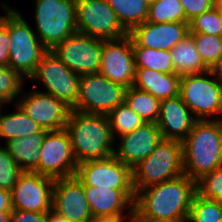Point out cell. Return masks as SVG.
<instances>
[{
  "mask_svg": "<svg viewBox=\"0 0 222 222\" xmlns=\"http://www.w3.org/2000/svg\"><path fill=\"white\" fill-rule=\"evenodd\" d=\"M46 132V130L42 129L38 133L13 138L5 143L13 160L23 172H33L37 168L39 151Z\"/></svg>",
  "mask_w": 222,
  "mask_h": 222,
  "instance_id": "23",
  "label": "cell"
},
{
  "mask_svg": "<svg viewBox=\"0 0 222 222\" xmlns=\"http://www.w3.org/2000/svg\"><path fill=\"white\" fill-rule=\"evenodd\" d=\"M135 68H146L167 74H175L174 64L169 50H155L139 47L132 40Z\"/></svg>",
  "mask_w": 222,
  "mask_h": 222,
  "instance_id": "27",
  "label": "cell"
},
{
  "mask_svg": "<svg viewBox=\"0 0 222 222\" xmlns=\"http://www.w3.org/2000/svg\"><path fill=\"white\" fill-rule=\"evenodd\" d=\"M65 129L77 163L113 156L116 138L113 139L107 115L71 110Z\"/></svg>",
  "mask_w": 222,
  "mask_h": 222,
  "instance_id": "3",
  "label": "cell"
},
{
  "mask_svg": "<svg viewBox=\"0 0 222 222\" xmlns=\"http://www.w3.org/2000/svg\"><path fill=\"white\" fill-rule=\"evenodd\" d=\"M180 96L197 120L222 118V82L210 70L181 76Z\"/></svg>",
  "mask_w": 222,
  "mask_h": 222,
  "instance_id": "7",
  "label": "cell"
},
{
  "mask_svg": "<svg viewBox=\"0 0 222 222\" xmlns=\"http://www.w3.org/2000/svg\"><path fill=\"white\" fill-rule=\"evenodd\" d=\"M84 192L93 218L123 215L126 207L129 212L133 210L134 189L84 186Z\"/></svg>",
  "mask_w": 222,
  "mask_h": 222,
  "instance_id": "21",
  "label": "cell"
},
{
  "mask_svg": "<svg viewBox=\"0 0 222 222\" xmlns=\"http://www.w3.org/2000/svg\"><path fill=\"white\" fill-rule=\"evenodd\" d=\"M51 212L68 222H90L93 219L84 186L76 176L55 180Z\"/></svg>",
  "mask_w": 222,
  "mask_h": 222,
  "instance_id": "16",
  "label": "cell"
},
{
  "mask_svg": "<svg viewBox=\"0 0 222 222\" xmlns=\"http://www.w3.org/2000/svg\"><path fill=\"white\" fill-rule=\"evenodd\" d=\"M11 211L0 210V222H10Z\"/></svg>",
  "mask_w": 222,
  "mask_h": 222,
  "instance_id": "45",
  "label": "cell"
},
{
  "mask_svg": "<svg viewBox=\"0 0 222 222\" xmlns=\"http://www.w3.org/2000/svg\"><path fill=\"white\" fill-rule=\"evenodd\" d=\"M196 120L181 96L178 95L161 101L156 124L163 139L182 142L188 136Z\"/></svg>",
  "mask_w": 222,
  "mask_h": 222,
  "instance_id": "20",
  "label": "cell"
},
{
  "mask_svg": "<svg viewBox=\"0 0 222 222\" xmlns=\"http://www.w3.org/2000/svg\"><path fill=\"white\" fill-rule=\"evenodd\" d=\"M107 118L113 139L116 137L115 132L119 136H123L133 132L136 128L145 123V121L124 102L109 112Z\"/></svg>",
  "mask_w": 222,
  "mask_h": 222,
  "instance_id": "30",
  "label": "cell"
},
{
  "mask_svg": "<svg viewBox=\"0 0 222 222\" xmlns=\"http://www.w3.org/2000/svg\"><path fill=\"white\" fill-rule=\"evenodd\" d=\"M115 11L121 25L130 32L135 26L144 23L148 17L147 0H107Z\"/></svg>",
  "mask_w": 222,
  "mask_h": 222,
  "instance_id": "26",
  "label": "cell"
},
{
  "mask_svg": "<svg viewBox=\"0 0 222 222\" xmlns=\"http://www.w3.org/2000/svg\"><path fill=\"white\" fill-rule=\"evenodd\" d=\"M180 2L183 6L187 23L194 17L213 8V0H180Z\"/></svg>",
  "mask_w": 222,
  "mask_h": 222,
  "instance_id": "38",
  "label": "cell"
},
{
  "mask_svg": "<svg viewBox=\"0 0 222 222\" xmlns=\"http://www.w3.org/2000/svg\"><path fill=\"white\" fill-rule=\"evenodd\" d=\"M54 182L38 173L23 172L11 191L13 209L51 212Z\"/></svg>",
  "mask_w": 222,
  "mask_h": 222,
  "instance_id": "15",
  "label": "cell"
},
{
  "mask_svg": "<svg viewBox=\"0 0 222 222\" xmlns=\"http://www.w3.org/2000/svg\"><path fill=\"white\" fill-rule=\"evenodd\" d=\"M2 8L6 10V15L0 20V66H8L9 62V7L2 3Z\"/></svg>",
  "mask_w": 222,
  "mask_h": 222,
  "instance_id": "37",
  "label": "cell"
},
{
  "mask_svg": "<svg viewBox=\"0 0 222 222\" xmlns=\"http://www.w3.org/2000/svg\"><path fill=\"white\" fill-rule=\"evenodd\" d=\"M213 7L216 10H222V0H213Z\"/></svg>",
  "mask_w": 222,
  "mask_h": 222,
  "instance_id": "46",
  "label": "cell"
},
{
  "mask_svg": "<svg viewBox=\"0 0 222 222\" xmlns=\"http://www.w3.org/2000/svg\"><path fill=\"white\" fill-rule=\"evenodd\" d=\"M22 173L23 171L13 160L8 147L0 146V189L12 191Z\"/></svg>",
  "mask_w": 222,
  "mask_h": 222,
  "instance_id": "35",
  "label": "cell"
},
{
  "mask_svg": "<svg viewBox=\"0 0 222 222\" xmlns=\"http://www.w3.org/2000/svg\"><path fill=\"white\" fill-rule=\"evenodd\" d=\"M41 130L42 128L24 113L17 104L13 113L5 115L0 113V137L5 138L6 143L13 138L26 137Z\"/></svg>",
  "mask_w": 222,
  "mask_h": 222,
  "instance_id": "25",
  "label": "cell"
},
{
  "mask_svg": "<svg viewBox=\"0 0 222 222\" xmlns=\"http://www.w3.org/2000/svg\"><path fill=\"white\" fill-rule=\"evenodd\" d=\"M135 193L184 174L182 144L162 139L154 151L132 169Z\"/></svg>",
  "mask_w": 222,
  "mask_h": 222,
  "instance_id": "4",
  "label": "cell"
},
{
  "mask_svg": "<svg viewBox=\"0 0 222 222\" xmlns=\"http://www.w3.org/2000/svg\"><path fill=\"white\" fill-rule=\"evenodd\" d=\"M124 103L145 122H157L161 101L149 92L131 86L126 89Z\"/></svg>",
  "mask_w": 222,
  "mask_h": 222,
  "instance_id": "28",
  "label": "cell"
},
{
  "mask_svg": "<svg viewBox=\"0 0 222 222\" xmlns=\"http://www.w3.org/2000/svg\"><path fill=\"white\" fill-rule=\"evenodd\" d=\"M10 222H48V212H33L13 209Z\"/></svg>",
  "mask_w": 222,
  "mask_h": 222,
  "instance_id": "39",
  "label": "cell"
},
{
  "mask_svg": "<svg viewBox=\"0 0 222 222\" xmlns=\"http://www.w3.org/2000/svg\"><path fill=\"white\" fill-rule=\"evenodd\" d=\"M75 176L83 186L134 189L132 169L114 155L78 163Z\"/></svg>",
  "mask_w": 222,
  "mask_h": 222,
  "instance_id": "13",
  "label": "cell"
},
{
  "mask_svg": "<svg viewBox=\"0 0 222 222\" xmlns=\"http://www.w3.org/2000/svg\"><path fill=\"white\" fill-rule=\"evenodd\" d=\"M197 194L222 204V167L205 174L196 181Z\"/></svg>",
  "mask_w": 222,
  "mask_h": 222,
  "instance_id": "36",
  "label": "cell"
},
{
  "mask_svg": "<svg viewBox=\"0 0 222 222\" xmlns=\"http://www.w3.org/2000/svg\"><path fill=\"white\" fill-rule=\"evenodd\" d=\"M77 165L67 130L47 131L33 172L56 180L75 176Z\"/></svg>",
  "mask_w": 222,
  "mask_h": 222,
  "instance_id": "11",
  "label": "cell"
},
{
  "mask_svg": "<svg viewBox=\"0 0 222 222\" xmlns=\"http://www.w3.org/2000/svg\"><path fill=\"white\" fill-rule=\"evenodd\" d=\"M23 96L16 104L43 130L56 131L66 127L71 109L62 101L35 90Z\"/></svg>",
  "mask_w": 222,
  "mask_h": 222,
  "instance_id": "17",
  "label": "cell"
},
{
  "mask_svg": "<svg viewBox=\"0 0 222 222\" xmlns=\"http://www.w3.org/2000/svg\"><path fill=\"white\" fill-rule=\"evenodd\" d=\"M184 174L195 182L222 167V119L196 120L181 142Z\"/></svg>",
  "mask_w": 222,
  "mask_h": 222,
  "instance_id": "2",
  "label": "cell"
},
{
  "mask_svg": "<svg viewBox=\"0 0 222 222\" xmlns=\"http://www.w3.org/2000/svg\"><path fill=\"white\" fill-rule=\"evenodd\" d=\"M174 72L180 77L209 70L196 49L194 39L189 34L170 50Z\"/></svg>",
  "mask_w": 222,
  "mask_h": 222,
  "instance_id": "24",
  "label": "cell"
},
{
  "mask_svg": "<svg viewBox=\"0 0 222 222\" xmlns=\"http://www.w3.org/2000/svg\"><path fill=\"white\" fill-rule=\"evenodd\" d=\"M153 222H183V221H171V220H152Z\"/></svg>",
  "mask_w": 222,
  "mask_h": 222,
  "instance_id": "47",
  "label": "cell"
},
{
  "mask_svg": "<svg viewBox=\"0 0 222 222\" xmlns=\"http://www.w3.org/2000/svg\"><path fill=\"white\" fill-rule=\"evenodd\" d=\"M34 4L36 34L48 50L77 32L76 0H36Z\"/></svg>",
  "mask_w": 222,
  "mask_h": 222,
  "instance_id": "5",
  "label": "cell"
},
{
  "mask_svg": "<svg viewBox=\"0 0 222 222\" xmlns=\"http://www.w3.org/2000/svg\"><path fill=\"white\" fill-rule=\"evenodd\" d=\"M125 215L95 217L90 222H124Z\"/></svg>",
  "mask_w": 222,
  "mask_h": 222,
  "instance_id": "41",
  "label": "cell"
},
{
  "mask_svg": "<svg viewBox=\"0 0 222 222\" xmlns=\"http://www.w3.org/2000/svg\"><path fill=\"white\" fill-rule=\"evenodd\" d=\"M3 105H5V104L0 101V113H1V109H3V108H1Z\"/></svg>",
  "mask_w": 222,
  "mask_h": 222,
  "instance_id": "49",
  "label": "cell"
},
{
  "mask_svg": "<svg viewBox=\"0 0 222 222\" xmlns=\"http://www.w3.org/2000/svg\"><path fill=\"white\" fill-rule=\"evenodd\" d=\"M151 23H187L180 0H155L149 3L147 20Z\"/></svg>",
  "mask_w": 222,
  "mask_h": 222,
  "instance_id": "29",
  "label": "cell"
},
{
  "mask_svg": "<svg viewBox=\"0 0 222 222\" xmlns=\"http://www.w3.org/2000/svg\"><path fill=\"white\" fill-rule=\"evenodd\" d=\"M80 75L71 71L51 50L43 56L29 80L40 81L47 88L45 93L62 101L71 110L79 95Z\"/></svg>",
  "mask_w": 222,
  "mask_h": 222,
  "instance_id": "10",
  "label": "cell"
},
{
  "mask_svg": "<svg viewBox=\"0 0 222 222\" xmlns=\"http://www.w3.org/2000/svg\"><path fill=\"white\" fill-rule=\"evenodd\" d=\"M48 222H68L64 218L55 215L53 212H48Z\"/></svg>",
  "mask_w": 222,
  "mask_h": 222,
  "instance_id": "44",
  "label": "cell"
},
{
  "mask_svg": "<svg viewBox=\"0 0 222 222\" xmlns=\"http://www.w3.org/2000/svg\"><path fill=\"white\" fill-rule=\"evenodd\" d=\"M196 193V182L182 174L137 191L133 209L149 220L187 222Z\"/></svg>",
  "mask_w": 222,
  "mask_h": 222,
  "instance_id": "1",
  "label": "cell"
},
{
  "mask_svg": "<svg viewBox=\"0 0 222 222\" xmlns=\"http://www.w3.org/2000/svg\"><path fill=\"white\" fill-rule=\"evenodd\" d=\"M24 81L17 71L9 66H0V101L4 104L12 103L23 93L21 89Z\"/></svg>",
  "mask_w": 222,
  "mask_h": 222,
  "instance_id": "33",
  "label": "cell"
},
{
  "mask_svg": "<svg viewBox=\"0 0 222 222\" xmlns=\"http://www.w3.org/2000/svg\"><path fill=\"white\" fill-rule=\"evenodd\" d=\"M193 39L204 65L210 70L222 55V36L206 33H189Z\"/></svg>",
  "mask_w": 222,
  "mask_h": 222,
  "instance_id": "32",
  "label": "cell"
},
{
  "mask_svg": "<svg viewBox=\"0 0 222 222\" xmlns=\"http://www.w3.org/2000/svg\"><path fill=\"white\" fill-rule=\"evenodd\" d=\"M126 89L125 86L112 82L100 73L80 75L79 95L72 110L107 115L124 102Z\"/></svg>",
  "mask_w": 222,
  "mask_h": 222,
  "instance_id": "8",
  "label": "cell"
},
{
  "mask_svg": "<svg viewBox=\"0 0 222 222\" xmlns=\"http://www.w3.org/2000/svg\"><path fill=\"white\" fill-rule=\"evenodd\" d=\"M76 24L78 33L101 40L129 34L107 0H76Z\"/></svg>",
  "mask_w": 222,
  "mask_h": 222,
  "instance_id": "9",
  "label": "cell"
},
{
  "mask_svg": "<svg viewBox=\"0 0 222 222\" xmlns=\"http://www.w3.org/2000/svg\"><path fill=\"white\" fill-rule=\"evenodd\" d=\"M9 36L8 66L24 79H29L48 49L41 43L22 14L11 7H9Z\"/></svg>",
  "mask_w": 222,
  "mask_h": 222,
  "instance_id": "6",
  "label": "cell"
},
{
  "mask_svg": "<svg viewBox=\"0 0 222 222\" xmlns=\"http://www.w3.org/2000/svg\"><path fill=\"white\" fill-rule=\"evenodd\" d=\"M187 222H222V204L195 194Z\"/></svg>",
  "mask_w": 222,
  "mask_h": 222,
  "instance_id": "31",
  "label": "cell"
},
{
  "mask_svg": "<svg viewBox=\"0 0 222 222\" xmlns=\"http://www.w3.org/2000/svg\"><path fill=\"white\" fill-rule=\"evenodd\" d=\"M0 210L12 211L11 191L0 189Z\"/></svg>",
  "mask_w": 222,
  "mask_h": 222,
  "instance_id": "40",
  "label": "cell"
},
{
  "mask_svg": "<svg viewBox=\"0 0 222 222\" xmlns=\"http://www.w3.org/2000/svg\"><path fill=\"white\" fill-rule=\"evenodd\" d=\"M129 214V222H153L152 220L140 216L134 209L130 211Z\"/></svg>",
  "mask_w": 222,
  "mask_h": 222,
  "instance_id": "43",
  "label": "cell"
},
{
  "mask_svg": "<svg viewBox=\"0 0 222 222\" xmlns=\"http://www.w3.org/2000/svg\"><path fill=\"white\" fill-rule=\"evenodd\" d=\"M117 138L119 146L114 148L113 155L131 169L147 158L163 139L158 125L154 122H145L133 132Z\"/></svg>",
  "mask_w": 222,
  "mask_h": 222,
  "instance_id": "18",
  "label": "cell"
},
{
  "mask_svg": "<svg viewBox=\"0 0 222 222\" xmlns=\"http://www.w3.org/2000/svg\"><path fill=\"white\" fill-rule=\"evenodd\" d=\"M98 73L126 88L133 86L136 68L129 34L118 39L103 40Z\"/></svg>",
  "mask_w": 222,
  "mask_h": 222,
  "instance_id": "14",
  "label": "cell"
},
{
  "mask_svg": "<svg viewBox=\"0 0 222 222\" xmlns=\"http://www.w3.org/2000/svg\"><path fill=\"white\" fill-rule=\"evenodd\" d=\"M217 11H218L219 17H220V19L222 21V10H217Z\"/></svg>",
  "mask_w": 222,
  "mask_h": 222,
  "instance_id": "48",
  "label": "cell"
},
{
  "mask_svg": "<svg viewBox=\"0 0 222 222\" xmlns=\"http://www.w3.org/2000/svg\"><path fill=\"white\" fill-rule=\"evenodd\" d=\"M210 72L220 81L222 82V55L216 61V63L211 67Z\"/></svg>",
  "mask_w": 222,
  "mask_h": 222,
  "instance_id": "42",
  "label": "cell"
},
{
  "mask_svg": "<svg viewBox=\"0 0 222 222\" xmlns=\"http://www.w3.org/2000/svg\"><path fill=\"white\" fill-rule=\"evenodd\" d=\"M180 80L178 74H167L146 68H136L133 86L149 92L159 101L180 95Z\"/></svg>",
  "mask_w": 222,
  "mask_h": 222,
  "instance_id": "22",
  "label": "cell"
},
{
  "mask_svg": "<svg viewBox=\"0 0 222 222\" xmlns=\"http://www.w3.org/2000/svg\"><path fill=\"white\" fill-rule=\"evenodd\" d=\"M103 40L74 33L58 43L51 51L78 75L98 73Z\"/></svg>",
  "mask_w": 222,
  "mask_h": 222,
  "instance_id": "12",
  "label": "cell"
},
{
  "mask_svg": "<svg viewBox=\"0 0 222 222\" xmlns=\"http://www.w3.org/2000/svg\"><path fill=\"white\" fill-rule=\"evenodd\" d=\"M129 35L139 46L155 50H171L189 35V24L181 22L144 23L135 26Z\"/></svg>",
  "mask_w": 222,
  "mask_h": 222,
  "instance_id": "19",
  "label": "cell"
},
{
  "mask_svg": "<svg viewBox=\"0 0 222 222\" xmlns=\"http://www.w3.org/2000/svg\"><path fill=\"white\" fill-rule=\"evenodd\" d=\"M189 33H206L222 36V21L218 11L213 7L189 21Z\"/></svg>",
  "mask_w": 222,
  "mask_h": 222,
  "instance_id": "34",
  "label": "cell"
}]
</instances>
